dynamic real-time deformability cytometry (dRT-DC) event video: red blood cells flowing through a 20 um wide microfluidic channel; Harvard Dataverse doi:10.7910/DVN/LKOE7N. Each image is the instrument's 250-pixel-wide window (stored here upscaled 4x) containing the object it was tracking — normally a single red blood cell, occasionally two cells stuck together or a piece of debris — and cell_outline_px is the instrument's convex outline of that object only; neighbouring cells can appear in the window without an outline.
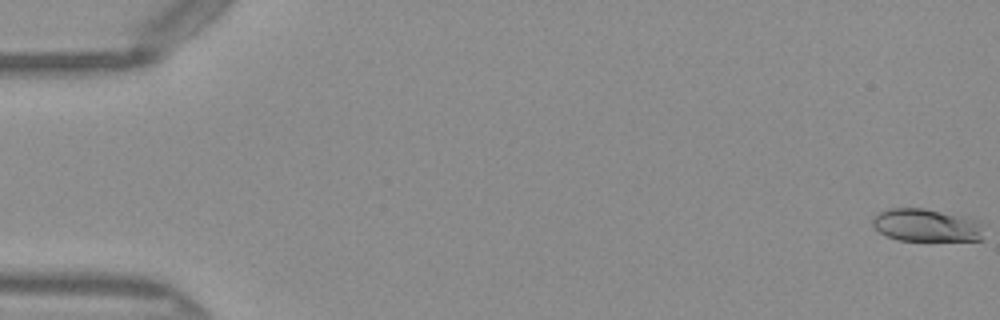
{"species": "Egyptian fruit bat (a non-hibernating species)", "species_latin": "Rousettus aegyptiacus", "temperature_condition": "warm", "stored_images_in_passage": 13, "camera_frame_rate_fps": 3000, "um_per_image_px": 0.085, "frame": {"image": 1, "passage_image": 1, "time_ms": 0.0, "image_size_px": [1000, 320], "cell_outline_px": [[984, 240], [900, 240], [888, 236], [872, 228], [872, 216], [888, 208], [924, 208], [972, 216], [980, 220], [984, 224]], "centroid_in_image_um": [78.83, 19.12], "position_along_channel_um": 6.2, "area_um2": 21.96}}